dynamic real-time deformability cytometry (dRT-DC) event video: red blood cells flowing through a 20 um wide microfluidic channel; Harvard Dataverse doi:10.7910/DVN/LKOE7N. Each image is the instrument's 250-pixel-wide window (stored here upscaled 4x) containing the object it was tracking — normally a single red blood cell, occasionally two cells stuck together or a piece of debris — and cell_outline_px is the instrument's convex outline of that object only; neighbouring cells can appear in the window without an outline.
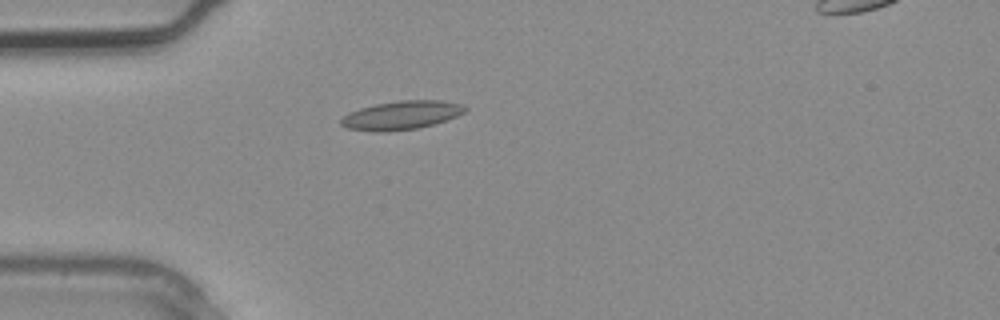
{"species": "common noctule bat (a hibernating species)", "species_latin": "Nyctalus noctula", "temperature_condition": "warm", "stored_images_in_passage": 3, "camera_frame_rate_fps": 3000, "um_per_image_px": 0.085, "animal": {"sex": "male", "body_mass_g": 20.4}, "frame": {"image": 1, "passage_image": 2, "time_ms": 0.333, "image_size_px": [1000, 320], "cell_outline_px": [[468, 108], [464, 112], [456, 116], [432, 124], [416, 128], [388, 132], [376, 132], [348, 128], [340, 124], [340, 120], [348, 112], [360, 108], [376, 104], [400, 100], [440, 100], [464, 104]], "centroid_in_image_um": [34.11, 9.79], "position_along_channel_um": 50.9, "area_um2": 20.63}}